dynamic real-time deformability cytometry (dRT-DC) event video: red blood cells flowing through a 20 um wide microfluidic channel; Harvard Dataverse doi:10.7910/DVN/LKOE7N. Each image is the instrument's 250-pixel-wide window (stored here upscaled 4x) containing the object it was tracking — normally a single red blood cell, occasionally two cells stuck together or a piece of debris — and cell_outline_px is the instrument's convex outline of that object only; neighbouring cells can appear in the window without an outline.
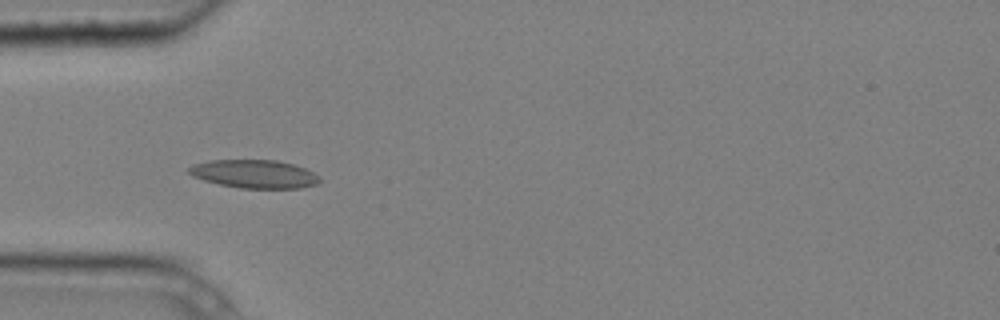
{"species": "common noctule bat (a hibernating species)", "species_latin": "Nyctalus noctula", "temperature_condition": "cold", "stored_images_in_passage": 6, "camera_frame_rate_fps": 3000, "um_per_image_px": 0.085, "animal": {"sex": "male", "body_mass_g": 20.4}, "frame": {"image": 1, "passage_image": 4, "time_ms": 1.0, "image_size_px": [1000, 320], "cell_outline_px": [[320, 180], [316, 184], [300, 188], [240, 188], [220, 184], [204, 180], [192, 176], [188, 172], [188, 168], [192, 164], [208, 160], [276, 160], [292, 164], [304, 168], [320, 176]], "centroid_in_image_um": [21.59, 14.78], "position_along_channel_um": 63.4, "area_um2": 21.5}}
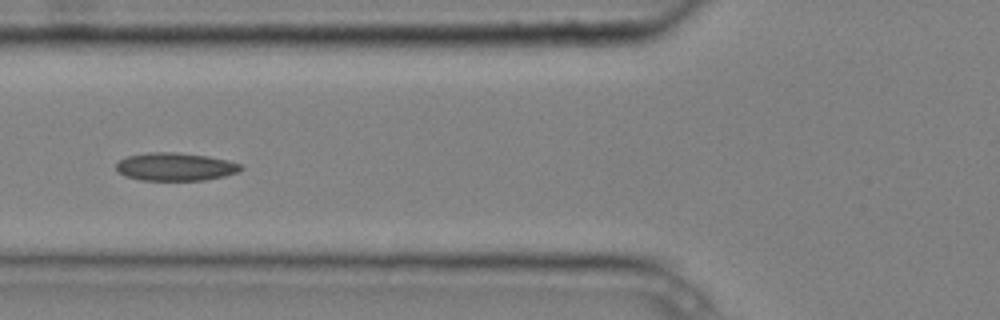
{"frame": {"image": 2, "passage_image": 5, "time_ms": 1.333, "image_size_px": [1000, 320], "cell_outline_px": [[244, 168], [240, 172], [224, 176], [204, 180], [140, 180], [124, 176], [116, 172], [116, 164], [120, 160], [128, 156], [148, 152], [176, 152], [208, 156], [228, 160], [240, 164]], "centroid_in_image_um": [14.9, 14.17], "position_along_channel_um": 110.9, "area_um2": 20.52}}
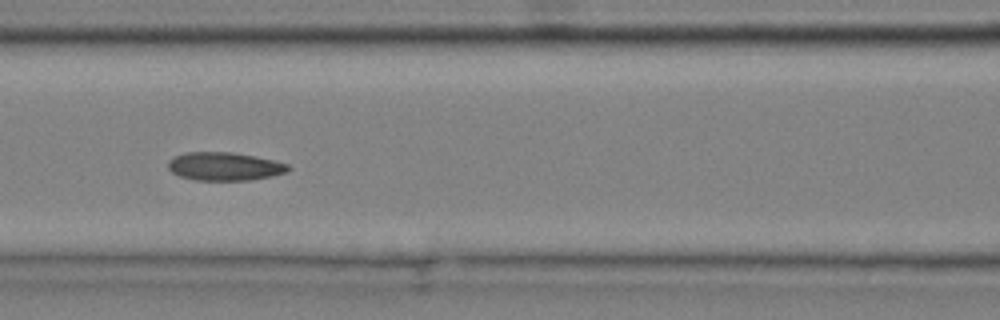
{"frame": {"image": 3, "passage_image": 6, "time_ms": 1.667, "image_size_px": [1000, 320], "cell_outline_px": [[292, 168], [284, 172], [272, 176], [248, 180], [196, 180], [180, 176], [172, 172], [168, 168], [168, 160], [172, 156], [188, 152], [232, 152], [256, 156], [288, 164]], "centroid_in_image_um": [19.06, 14.13], "position_along_channel_um": 147.5, "area_um2": 19.77}}